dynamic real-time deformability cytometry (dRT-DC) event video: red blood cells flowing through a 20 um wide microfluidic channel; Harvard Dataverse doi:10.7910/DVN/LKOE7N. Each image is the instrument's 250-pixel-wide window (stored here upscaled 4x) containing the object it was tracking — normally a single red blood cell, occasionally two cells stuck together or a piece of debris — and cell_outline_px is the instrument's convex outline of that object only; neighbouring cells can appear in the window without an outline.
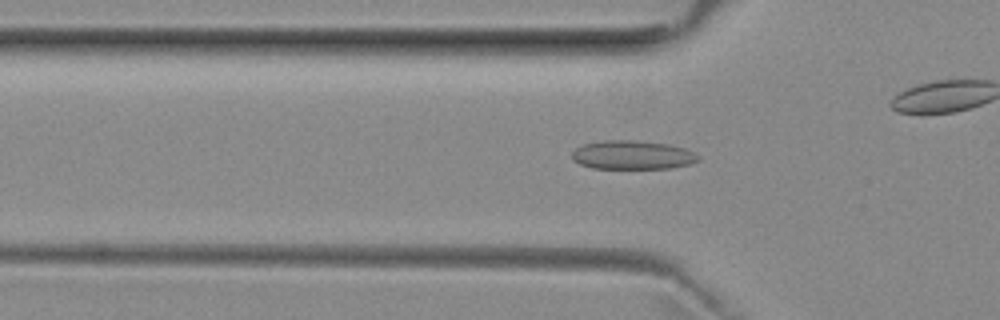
{"species": "common noctule bat (a hibernating species)", "species_latin": "Nyctalus noctula", "temperature_condition": "room temperature", "stored_images_in_passage": 35, "camera_frame_rate_fps": 3000, "um_per_image_px": 0.085, "animal": {"sex": "female", "body_mass_g": 29.2, "forearm_length_mm": 56.3}, "frame": {"image": 1, "passage_image": 6, "time_ms": 1.667, "image_size_px": [1000, 320], "cell_outline_px": [[700, 160], [692, 164], [672, 168], [592, 168], [580, 164], [572, 160], [572, 152], [576, 148], [584, 144], [604, 140], [636, 140], [668, 144], [684, 148], [700, 156]], "centroid_in_image_um": [53.77, 13.17], "position_along_channel_um": 72.0, "area_um2": 21.27}}
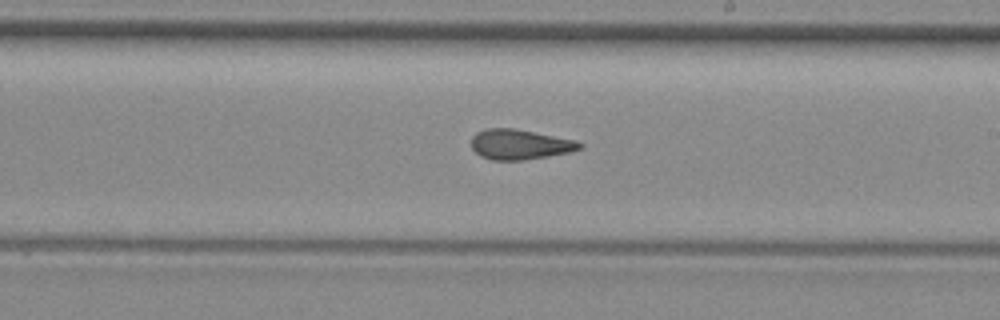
{"frame": {"image": 2, "passage_image": 19, "time_ms": 6.0, "image_size_px": [1000, 320], "cell_outline_px": [[584, 144], [580, 148], [568, 152], [520, 160], [492, 160], [480, 156], [472, 148], [472, 136], [476, 132], [484, 128], [512, 128], [576, 140]], "centroid_in_image_um": [44.13, 12.26], "position_along_channel_um": 244.9, "area_um2": 18.73}}
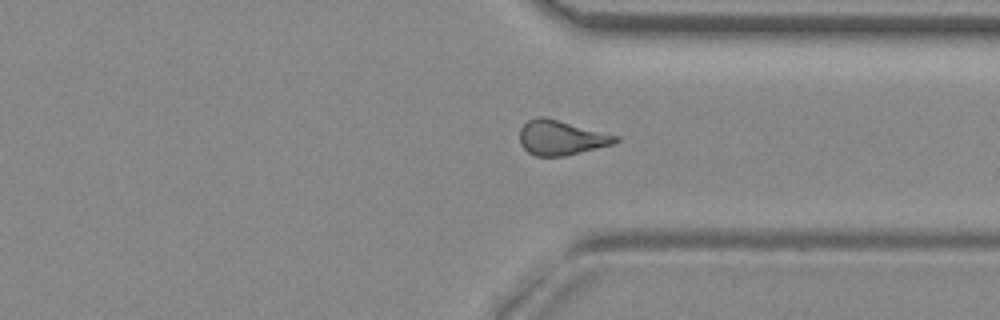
{"frame": {"image": 3, "passage_image": 28, "time_ms": 9.0, "image_size_px": [1000, 320], "cell_outline_px": [[620, 140], [612, 144], [564, 156], [536, 156], [528, 152], [520, 144], [520, 128], [528, 120], [540, 116], [544, 116], [620, 136]], "centroid_in_image_um": [47.69, 11.69], "position_along_channel_um": 363.7, "area_um2": 19.31}}